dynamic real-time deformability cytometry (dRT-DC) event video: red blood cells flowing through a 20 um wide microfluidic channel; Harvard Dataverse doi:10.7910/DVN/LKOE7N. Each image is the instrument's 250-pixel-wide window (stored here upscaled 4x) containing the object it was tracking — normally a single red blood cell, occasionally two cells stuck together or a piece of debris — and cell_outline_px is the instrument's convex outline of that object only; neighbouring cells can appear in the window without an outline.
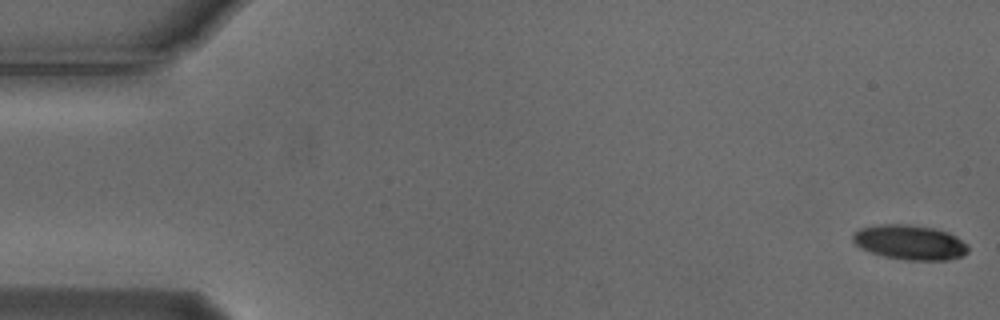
{"species": "Egyptian fruit bat (a non-hibernating species)", "species_latin": "Rousettus aegyptiacus", "temperature_condition": "cold", "stored_images_in_passage": 53, "camera_frame_rate_fps": 3000, "um_per_image_px": 0.085, "animal": {"sex": "male"}, "frame": {"image": 1, "passage_image": 1, "time_ms": 0.0, "image_size_px": [1000, 320], "cell_outline_px": [[968, 252], [960, 256], [948, 260], [908, 260], [884, 256], [860, 248], [852, 240], [852, 236], [860, 228], [884, 224], [908, 224], [932, 228], [948, 232], [956, 236], [968, 244]], "centroid_in_image_um": [77.36, 20.6], "position_along_channel_um": 7.6, "area_um2": 23.18}}
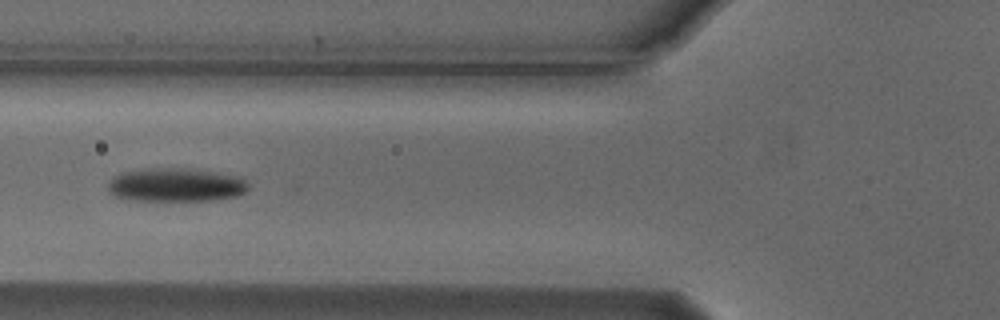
{"frame": {"image": 2, "passage_image": 21, "time_ms": 6.667, "image_size_px": [1000, 320], "cell_outline_px": [[248, 188], [244, 192], [236, 196], [212, 200], [128, 200], [116, 196], [108, 192], [108, 184], [112, 176], [120, 172], [144, 168], [196, 168], [244, 176], [248, 184]], "centroid_in_image_um": [14.96, 15.69], "position_along_channel_um": 110.8, "area_um2": 28.09}}
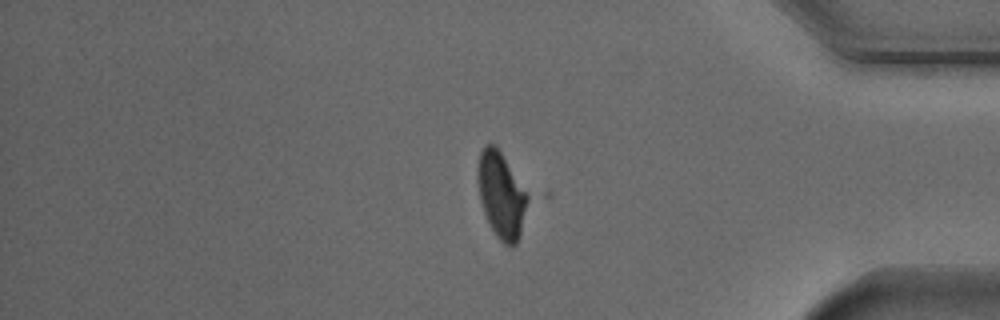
{"frame": {"image": 3, "passage_image": 46, "time_ms": 15.0, "image_size_px": [1000, 320], "cell_outline_px": [[536, 196], [520, 236], [516, 244], [512, 248], [504, 244], [496, 236], [484, 212], [480, 200], [476, 176], [476, 168], [480, 152], [488, 144], [496, 144]], "centroid_in_image_um": [42.76, 16.56], "position_along_channel_um": 392.4, "area_um2": 27.28}}